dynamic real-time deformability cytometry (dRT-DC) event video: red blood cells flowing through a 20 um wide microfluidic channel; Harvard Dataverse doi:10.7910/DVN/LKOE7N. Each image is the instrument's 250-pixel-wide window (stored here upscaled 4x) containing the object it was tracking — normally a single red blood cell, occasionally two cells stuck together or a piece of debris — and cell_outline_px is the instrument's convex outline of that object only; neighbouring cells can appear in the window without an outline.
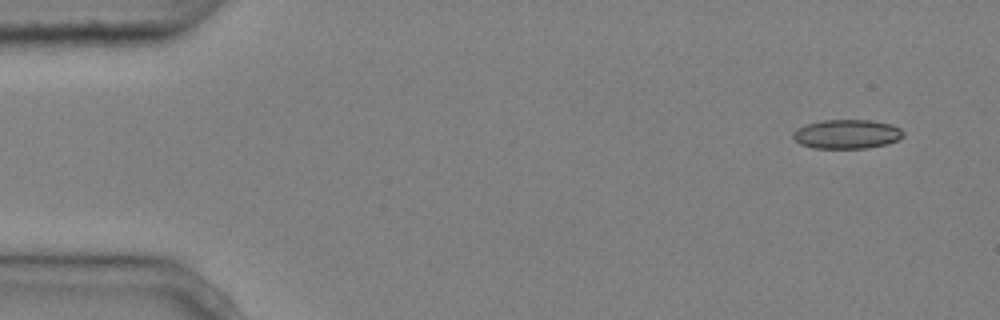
{"species": "common noctule bat (a hibernating species)", "species_latin": "Nyctalus noctula", "temperature_condition": "cold", "stored_images_in_passage": 8, "camera_frame_rate_fps": 3000, "um_per_image_px": 0.085, "animal": {"sex": "male", "body_mass_g": 20.4}, "frame": {"image": 1, "passage_image": 1, "time_ms": 0.0, "image_size_px": [1000, 320], "cell_outline_px": [[904, 136], [888, 144], [868, 148], [812, 148], [800, 144], [792, 136], [792, 132], [796, 128], [808, 124], [824, 120], [868, 120], [892, 124], [900, 128], [904, 132]], "centroid_in_image_um": [71.99, 11.4], "position_along_channel_um": 13.0, "area_um2": 18.79}}
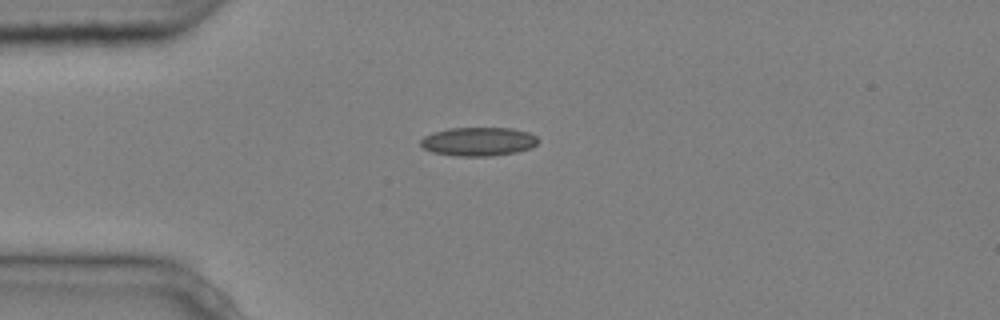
{"frame": {"image": 2, "passage_image": 3, "time_ms": 0.667, "image_size_px": [1000, 320], "cell_outline_px": [[540, 140], [532, 148], [516, 152], [492, 156], [456, 156], [432, 152], [424, 148], [420, 144], [420, 140], [424, 136], [448, 128], [512, 128], [528, 132], [536, 136]], "centroid_in_image_um": [40.69, 12.03], "position_along_channel_um": 44.3, "area_um2": 19.71}}
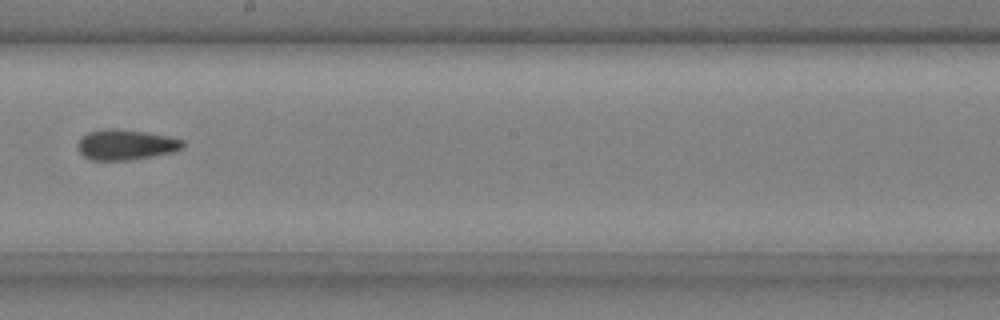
{"frame": {"image": 3, "passage_image": 8, "time_ms": 2.333, "image_size_px": [1000, 320], "cell_outline_px": [[184, 148], [172, 152], [132, 160], [92, 160], [84, 156], [76, 148], [76, 144], [80, 136], [88, 132], [100, 128], [116, 128], [144, 132], [168, 136], [184, 140]], "centroid_in_image_um": [10.65, 12.29], "position_along_channel_um": 237.6, "area_um2": 18.9}}